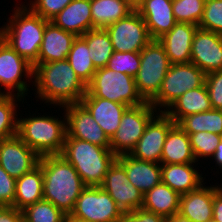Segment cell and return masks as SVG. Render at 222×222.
I'll list each match as a JSON object with an SVG mask.
<instances>
[{
    "mask_svg": "<svg viewBox=\"0 0 222 222\" xmlns=\"http://www.w3.org/2000/svg\"><path fill=\"white\" fill-rule=\"evenodd\" d=\"M34 94L42 102L60 106L80 103L86 85L76 75L67 59L38 64L34 68Z\"/></svg>",
    "mask_w": 222,
    "mask_h": 222,
    "instance_id": "1",
    "label": "cell"
},
{
    "mask_svg": "<svg viewBox=\"0 0 222 222\" xmlns=\"http://www.w3.org/2000/svg\"><path fill=\"white\" fill-rule=\"evenodd\" d=\"M43 171V199L70 215L86 187L75 168L61 155H44L38 164Z\"/></svg>",
    "mask_w": 222,
    "mask_h": 222,
    "instance_id": "2",
    "label": "cell"
},
{
    "mask_svg": "<svg viewBox=\"0 0 222 222\" xmlns=\"http://www.w3.org/2000/svg\"><path fill=\"white\" fill-rule=\"evenodd\" d=\"M13 11L7 24L0 28V37L21 57L34 65L38 60L44 29L48 20L35 14L21 3Z\"/></svg>",
    "mask_w": 222,
    "mask_h": 222,
    "instance_id": "3",
    "label": "cell"
},
{
    "mask_svg": "<svg viewBox=\"0 0 222 222\" xmlns=\"http://www.w3.org/2000/svg\"><path fill=\"white\" fill-rule=\"evenodd\" d=\"M60 155L75 168L86 186H100L117 157L110 148L67 135Z\"/></svg>",
    "mask_w": 222,
    "mask_h": 222,
    "instance_id": "4",
    "label": "cell"
},
{
    "mask_svg": "<svg viewBox=\"0 0 222 222\" xmlns=\"http://www.w3.org/2000/svg\"><path fill=\"white\" fill-rule=\"evenodd\" d=\"M18 118L17 136L40 157L60 155L66 136V117L29 116Z\"/></svg>",
    "mask_w": 222,
    "mask_h": 222,
    "instance_id": "5",
    "label": "cell"
},
{
    "mask_svg": "<svg viewBox=\"0 0 222 222\" xmlns=\"http://www.w3.org/2000/svg\"><path fill=\"white\" fill-rule=\"evenodd\" d=\"M84 97H99L126 106H137L146 101L137 90L135 78L107 67L98 68L86 85Z\"/></svg>",
    "mask_w": 222,
    "mask_h": 222,
    "instance_id": "6",
    "label": "cell"
},
{
    "mask_svg": "<svg viewBox=\"0 0 222 222\" xmlns=\"http://www.w3.org/2000/svg\"><path fill=\"white\" fill-rule=\"evenodd\" d=\"M170 66L165 49L157 39H152L140 51V67L135 82L145 101L150 102L158 94Z\"/></svg>",
    "mask_w": 222,
    "mask_h": 222,
    "instance_id": "7",
    "label": "cell"
},
{
    "mask_svg": "<svg viewBox=\"0 0 222 222\" xmlns=\"http://www.w3.org/2000/svg\"><path fill=\"white\" fill-rule=\"evenodd\" d=\"M205 78L206 74L191 62L171 64L158 94L150 103L158 112H164L188 90L203 86ZM162 108L165 109L162 110Z\"/></svg>",
    "mask_w": 222,
    "mask_h": 222,
    "instance_id": "8",
    "label": "cell"
},
{
    "mask_svg": "<svg viewBox=\"0 0 222 222\" xmlns=\"http://www.w3.org/2000/svg\"><path fill=\"white\" fill-rule=\"evenodd\" d=\"M158 113L150 102L130 106L124 112L116 133L110 139V149L116 155L130 154L144 133L149 121Z\"/></svg>",
    "mask_w": 222,
    "mask_h": 222,
    "instance_id": "9",
    "label": "cell"
},
{
    "mask_svg": "<svg viewBox=\"0 0 222 222\" xmlns=\"http://www.w3.org/2000/svg\"><path fill=\"white\" fill-rule=\"evenodd\" d=\"M123 212L100 186H86L70 215L82 222H118Z\"/></svg>",
    "mask_w": 222,
    "mask_h": 222,
    "instance_id": "10",
    "label": "cell"
},
{
    "mask_svg": "<svg viewBox=\"0 0 222 222\" xmlns=\"http://www.w3.org/2000/svg\"><path fill=\"white\" fill-rule=\"evenodd\" d=\"M33 73V65L18 55L0 37V86L7 91H0V94L16 95L23 98L24 102L29 90L28 87H30L28 85L31 84H27V81L22 80V77L29 78L33 82Z\"/></svg>",
    "mask_w": 222,
    "mask_h": 222,
    "instance_id": "11",
    "label": "cell"
},
{
    "mask_svg": "<svg viewBox=\"0 0 222 222\" xmlns=\"http://www.w3.org/2000/svg\"><path fill=\"white\" fill-rule=\"evenodd\" d=\"M105 29L116 52H140L152 40L138 11H133Z\"/></svg>",
    "mask_w": 222,
    "mask_h": 222,
    "instance_id": "12",
    "label": "cell"
},
{
    "mask_svg": "<svg viewBox=\"0 0 222 222\" xmlns=\"http://www.w3.org/2000/svg\"><path fill=\"white\" fill-rule=\"evenodd\" d=\"M100 187L110 195L122 212L142 208L144 194L129 182L124 167L117 160L109 167Z\"/></svg>",
    "mask_w": 222,
    "mask_h": 222,
    "instance_id": "13",
    "label": "cell"
},
{
    "mask_svg": "<svg viewBox=\"0 0 222 222\" xmlns=\"http://www.w3.org/2000/svg\"><path fill=\"white\" fill-rule=\"evenodd\" d=\"M175 124L165 112L156 113L130 155L143 161L160 164L166 136Z\"/></svg>",
    "mask_w": 222,
    "mask_h": 222,
    "instance_id": "14",
    "label": "cell"
},
{
    "mask_svg": "<svg viewBox=\"0 0 222 222\" xmlns=\"http://www.w3.org/2000/svg\"><path fill=\"white\" fill-rule=\"evenodd\" d=\"M63 107L67 136L110 148V139L81 103L69 104Z\"/></svg>",
    "mask_w": 222,
    "mask_h": 222,
    "instance_id": "15",
    "label": "cell"
},
{
    "mask_svg": "<svg viewBox=\"0 0 222 222\" xmlns=\"http://www.w3.org/2000/svg\"><path fill=\"white\" fill-rule=\"evenodd\" d=\"M40 156L17 135L0 142V166L15 179L38 166Z\"/></svg>",
    "mask_w": 222,
    "mask_h": 222,
    "instance_id": "16",
    "label": "cell"
},
{
    "mask_svg": "<svg viewBox=\"0 0 222 222\" xmlns=\"http://www.w3.org/2000/svg\"><path fill=\"white\" fill-rule=\"evenodd\" d=\"M191 63L205 74L222 70V35L197 28L192 41Z\"/></svg>",
    "mask_w": 222,
    "mask_h": 222,
    "instance_id": "17",
    "label": "cell"
},
{
    "mask_svg": "<svg viewBox=\"0 0 222 222\" xmlns=\"http://www.w3.org/2000/svg\"><path fill=\"white\" fill-rule=\"evenodd\" d=\"M198 26L189 23H176L157 40L162 44L171 64L191 62V48Z\"/></svg>",
    "mask_w": 222,
    "mask_h": 222,
    "instance_id": "18",
    "label": "cell"
},
{
    "mask_svg": "<svg viewBox=\"0 0 222 222\" xmlns=\"http://www.w3.org/2000/svg\"><path fill=\"white\" fill-rule=\"evenodd\" d=\"M220 185L204 186L180 196L179 214L192 222H209L213 218V199Z\"/></svg>",
    "mask_w": 222,
    "mask_h": 222,
    "instance_id": "19",
    "label": "cell"
},
{
    "mask_svg": "<svg viewBox=\"0 0 222 222\" xmlns=\"http://www.w3.org/2000/svg\"><path fill=\"white\" fill-rule=\"evenodd\" d=\"M76 37L73 33L67 32L49 21L44 29L38 60L33 65V69L41 63L67 59Z\"/></svg>",
    "mask_w": 222,
    "mask_h": 222,
    "instance_id": "20",
    "label": "cell"
},
{
    "mask_svg": "<svg viewBox=\"0 0 222 222\" xmlns=\"http://www.w3.org/2000/svg\"><path fill=\"white\" fill-rule=\"evenodd\" d=\"M116 160L124 167L129 182L143 194L162 181L161 164L143 161L130 154L119 155Z\"/></svg>",
    "mask_w": 222,
    "mask_h": 222,
    "instance_id": "21",
    "label": "cell"
},
{
    "mask_svg": "<svg viewBox=\"0 0 222 222\" xmlns=\"http://www.w3.org/2000/svg\"><path fill=\"white\" fill-rule=\"evenodd\" d=\"M80 103L89 111L109 139L116 133L122 116L129 107L99 97H83Z\"/></svg>",
    "mask_w": 222,
    "mask_h": 222,
    "instance_id": "22",
    "label": "cell"
},
{
    "mask_svg": "<svg viewBox=\"0 0 222 222\" xmlns=\"http://www.w3.org/2000/svg\"><path fill=\"white\" fill-rule=\"evenodd\" d=\"M138 12L152 39L160 38L177 23L172 11V0H145Z\"/></svg>",
    "mask_w": 222,
    "mask_h": 222,
    "instance_id": "23",
    "label": "cell"
},
{
    "mask_svg": "<svg viewBox=\"0 0 222 222\" xmlns=\"http://www.w3.org/2000/svg\"><path fill=\"white\" fill-rule=\"evenodd\" d=\"M51 22L75 36H82L93 29L90 0H72Z\"/></svg>",
    "mask_w": 222,
    "mask_h": 222,
    "instance_id": "24",
    "label": "cell"
},
{
    "mask_svg": "<svg viewBox=\"0 0 222 222\" xmlns=\"http://www.w3.org/2000/svg\"><path fill=\"white\" fill-rule=\"evenodd\" d=\"M194 164H161L162 182L180 196L198 189L206 183H204L203 175L194 168Z\"/></svg>",
    "mask_w": 222,
    "mask_h": 222,
    "instance_id": "25",
    "label": "cell"
},
{
    "mask_svg": "<svg viewBox=\"0 0 222 222\" xmlns=\"http://www.w3.org/2000/svg\"><path fill=\"white\" fill-rule=\"evenodd\" d=\"M205 84L177 98L164 112L177 124L183 117L212 110Z\"/></svg>",
    "mask_w": 222,
    "mask_h": 222,
    "instance_id": "26",
    "label": "cell"
},
{
    "mask_svg": "<svg viewBox=\"0 0 222 222\" xmlns=\"http://www.w3.org/2000/svg\"><path fill=\"white\" fill-rule=\"evenodd\" d=\"M189 135L175 124L168 132L160 164H189L195 163Z\"/></svg>",
    "mask_w": 222,
    "mask_h": 222,
    "instance_id": "27",
    "label": "cell"
},
{
    "mask_svg": "<svg viewBox=\"0 0 222 222\" xmlns=\"http://www.w3.org/2000/svg\"><path fill=\"white\" fill-rule=\"evenodd\" d=\"M180 195L162 181L143 195L142 208L165 218L179 212Z\"/></svg>",
    "mask_w": 222,
    "mask_h": 222,
    "instance_id": "28",
    "label": "cell"
},
{
    "mask_svg": "<svg viewBox=\"0 0 222 222\" xmlns=\"http://www.w3.org/2000/svg\"><path fill=\"white\" fill-rule=\"evenodd\" d=\"M43 199V171L38 165L32 171L16 179L13 206L23 210L28 205Z\"/></svg>",
    "mask_w": 222,
    "mask_h": 222,
    "instance_id": "29",
    "label": "cell"
},
{
    "mask_svg": "<svg viewBox=\"0 0 222 222\" xmlns=\"http://www.w3.org/2000/svg\"><path fill=\"white\" fill-rule=\"evenodd\" d=\"M90 4L93 29H105L133 12L123 0H90Z\"/></svg>",
    "mask_w": 222,
    "mask_h": 222,
    "instance_id": "30",
    "label": "cell"
},
{
    "mask_svg": "<svg viewBox=\"0 0 222 222\" xmlns=\"http://www.w3.org/2000/svg\"><path fill=\"white\" fill-rule=\"evenodd\" d=\"M81 37L87 42L89 56L95 68L106 67L114 53L112 42L106 29L94 28Z\"/></svg>",
    "mask_w": 222,
    "mask_h": 222,
    "instance_id": "31",
    "label": "cell"
},
{
    "mask_svg": "<svg viewBox=\"0 0 222 222\" xmlns=\"http://www.w3.org/2000/svg\"><path fill=\"white\" fill-rule=\"evenodd\" d=\"M177 124L188 135L201 131L222 135V110L212 109L185 116Z\"/></svg>",
    "mask_w": 222,
    "mask_h": 222,
    "instance_id": "32",
    "label": "cell"
},
{
    "mask_svg": "<svg viewBox=\"0 0 222 222\" xmlns=\"http://www.w3.org/2000/svg\"><path fill=\"white\" fill-rule=\"evenodd\" d=\"M67 61L85 85L92 80L97 69L89 56L87 42L81 36L74 39Z\"/></svg>",
    "mask_w": 222,
    "mask_h": 222,
    "instance_id": "33",
    "label": "cell"
},
{
    "mask_svg": "<svg viewBox=\"0 0 222 222\" xmlns=\"http://www.w3.org/2000/svg\"><path fill=\"white\" fill-rule=\"evenodd\" d=\"M21 97L16 95L0 94V142L17 135L18 102ZM17 116V117H16Z\"/></svg>",
    "mask_w": 222,
    "mask_h": 222,
    "instance_id": "34",
    "label": "cell"
},
{
    "mask_svg": "<svg viewBox=\"0 0 222 222\" xmlns=\"http://www.w3.org/2000/svg\"><path fill=\"white\" fill-rule=\"evenodd\" d=\"M23 222H63L66 214L50 201L40 200L22 210Z\"/></svg>",
    "mask_w": 222,
    "mask_h": 222,
    "instance_id": "35",
    "label": "cell"
},
{
    "mask_svg": "<svg viewBox=\"0 0 222 222\" xmlns=\"http://www.w3.org/2000/svg\"><path fill=\"white\" fill-rule=\"evenodd\" d=\"M206 0H172V11L178 23L199 25Z\"/></svg>",
    "mask_w": 222,
    "mask_h": 222,
    "instance_id": "36",
    "label": "cell"
},
{
    "mask_svg": "<svg viewBox=\"0 0 222 222\" xmlns=\"http://www.w3.org/2000/svg\"><path fill=\"white\" fill-rule=\"evenodd\" d=\"M189 138L193 155L198 162L201 157L209 159L214 155L216 147L222 139V135L201 131L189 134Z\"/></svg>",
    "mask_w": 222,
    "mask_h": 222,
    "instance_id": "37",
    "label": "cell"
},
{
    "mask_svg": "<svg viewBox=\"0 0 222 222\" xmlns=\"http://www.w3.org/2000/svg\"><path fill=\"white\" fill-rule=\"evenodd\" d=\"M106 67L112 71L121 72L135 78L140 67V52L114 51Z\"/></svg>",
    "mask_w": 222,
    "mask_h": 222,
    "instance_id": "38",
    "label": "cell"
},
{
    "mask_svg": "<svg viewBox=\"0 0 222 222\" xmlns=\"http://www.w3.org/2000/svg\"><path fill=\"white\" fill-rule=\"evenodd\" d=\"M198 28L222 35V0H206Z\"/></svg>",
    "mask_w": 222,
    "mask_h": 222,
    "instance_id": "39",
    "label": "cell"
},
{
    "mask_svg": "<svg viewBox=\"0 0 222 222\" xmlns=\"http://www.w3.org/2000/svg\"><path fill=\"white\" fill-rule=\"evenodd\" d=\"M72 0H34L28 3V7L37 15L51 21Z\"/></svg>",
    "mask_w": 222,
    "mask_h": 222,
    "instance_id": "40",
    "label": "cell"
},
{
    "mask_svg": "<svg viewBox=\"0 0 222 222\" xmlns=\"http://www.w3.org/2000/svg\"><path fill=\"white\" fill-rule=\"evenodd\" d=\"M205 86L212 108L222 110V70L207 73Z\"/></svg>",
    "mask_w": 222,
    "mask_h": 222,
    "instance_id": "41",
    "label": "cell"
},
{
    "mask_svg": "<svg viewBox=\"0 0 222 222\" xmlns=\"http://www.w3.org/2000/svg\"><path fill=\"white\" fill-rule=\"evenodd\" d=\"M16 179L0 166V206H13Z\"/></svg>",
    "mask_w": 222,
    "mask_h": 222,
    "instance_id": "42",
    "label": "cell"
},
{
    "mask_svg": "<svg viewBox=\"0 0 222 222\" xmlns=\"http://www.w3.org/2000/svg\"><path fill=\"white\" fill-rule=\"evenodd\" d=\"M166 218L143 208L123 212L118 222H165Z\"/></svg>",
    "mask_w": 222,
    "mask_h": 222,
    "instance_id": "43",
    "label": "cell"
},
{
    "mask_svg": "<svg viewBox=\"0 0 222 222\" xmlns=\"http://www.w3.org/2000/svg\"><path fill=\"white\" fill-rule=\"evenodd\" d=\"M0 222H23L22 210L12 206H0Z\"/></svg>",
    "mask_w": 222,
    "mask_h": 222,
    "instance_id": "44",
    "label": "cell"
},
{
    "mask_svg": "<svg viewBox=\"0 0 222 222\" xmlns=\"http://www.w3.org/2000/svg\"><path fill=\"white\" fill-rule=\"evenodd\" d=\"M213 219L222 222V184L215 192L213 199Z\"/></svg>",
    "mask_w": 222,
    "mask_h": 222,
    "instance_id": "45",
    "label": "cell"
},
{
    "mask_svg": "<svg viewBox=\"0 0 222 222\" xmlns=\"http://www.w3.org/2000/svg\"><path fill=\"white\" fill-rule=\"evenodd\" d=\"M213 158L216 161V165L219 166L218 168H222V139L216 147L215 153L212 156V159Z\"/></svg>",
    "mask_w": 222,
    "mask_h": 222,
    "instance_id": "46",
    "label": "cell"
},
{
    "mask_svg": "<svg viewBox=\"0 0 222 222\" xmlns=\"http://www.w3.org/2000/svg\"><path fill=\"white\" fill-rule=\"evenodd\" d=\"M133 11H138V9L144 4L145 0H123Z\"/></svg>",
    "mask_w": 222,
    "mask_h": 222,
    "instance_id": "47",
    "label": "cell"
},
{
    "mask_svg": "<svg viewBox=\"0 0 222 222\" xmlns=\"http://www.w3.org/2000/svg\"><path fill=\"white\" fill-rule=\"evenodd\" d=\"M165 222H192V221L188 220L187 218L177 213L170 217H167Z\"/></svg>",
    "mask_w": 222,
    "mask_h": 222,
    "instance_id": "48",
    "label": "cell"
},
{
    "mask_svg": "<svg viewBox=\"0 0 222 222\" xmlns=\"http://www.w3.org/2000/svg\"><path fill=\"white\" fill-rule=\"evenodd\" d=\"M63 222H82V221L72 217L71 215H66L63 219Z\"/></svg>",
    "mask_w": 222,
    "mask_h": 222,
    "instance_id": "49",
    "label": "cell"
},
{
    "mask_svg": "<svg viewBox=\"0 0 222 222\" xmlns=\"http://www.w3.org/2000/svg\"><path fill=\"white\" fill-rule=\"evenodd\" d=\"M209 222H218V221L212 218Z\"/></svg>",
    "mask_w": 222,
    "mask_h": 222,
    "instance_id": "50",
    "label": "cell"
}]
</instances>
